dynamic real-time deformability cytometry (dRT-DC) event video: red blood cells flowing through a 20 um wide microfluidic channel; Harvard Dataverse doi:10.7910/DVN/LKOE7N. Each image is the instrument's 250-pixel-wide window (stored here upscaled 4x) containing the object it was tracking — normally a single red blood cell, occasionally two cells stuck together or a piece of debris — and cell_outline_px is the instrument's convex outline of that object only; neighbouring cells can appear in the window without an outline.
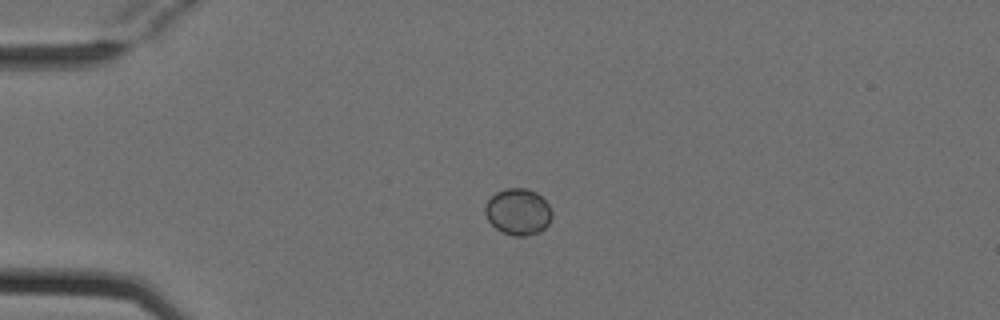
{"species": "Egyptian fruit bat (a non-hibernating species)", "species_latin": "Rousettus aegyptiacus", "temperature_condition": "cold", "stored_images_in_passage": 5, "camera_frame_rate_fps": 3000, "um_per_image_px": 0.085, "animal": {"sex": "female"}, "frame": {"image": 1, "passage_image": 3, "time_ms": 0.667, "image_size_px": [1000, 320], "cell_outline_px": [[552, 216], [548, 224], [540, 232], [524, 236], [512, 236], [496, 228], [488, 220], [484, 212], [484, 208], [488, 200], [496, 192], [504, 188], [524, 188], [536, 192], [548, 204], [552, 212]], "centroid_in_image_um": [44.03, 18.0], "position_along_channel_um": 41.0, "area_um2": 18.03}}
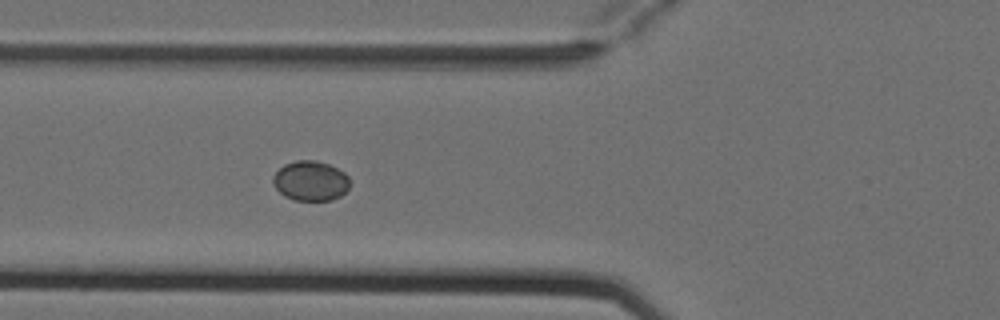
{"frame": {"image": 2, "passage_image": 5, "time_ms": 1.333, "image_size_px": [1000, 320], "cell_outline_px": [[348, 188], [340, 196], [332, 200], [296, 200], [284, 196], [272, 184], [272, 176], [284, 164], [296, 160], [316, 160], [328, 164], [344, 172], [348, 176]], "centroid_in_image_um": [26.37, 15.36], "position_along_channel_um": 99.4, "area_um2": 17.8}}